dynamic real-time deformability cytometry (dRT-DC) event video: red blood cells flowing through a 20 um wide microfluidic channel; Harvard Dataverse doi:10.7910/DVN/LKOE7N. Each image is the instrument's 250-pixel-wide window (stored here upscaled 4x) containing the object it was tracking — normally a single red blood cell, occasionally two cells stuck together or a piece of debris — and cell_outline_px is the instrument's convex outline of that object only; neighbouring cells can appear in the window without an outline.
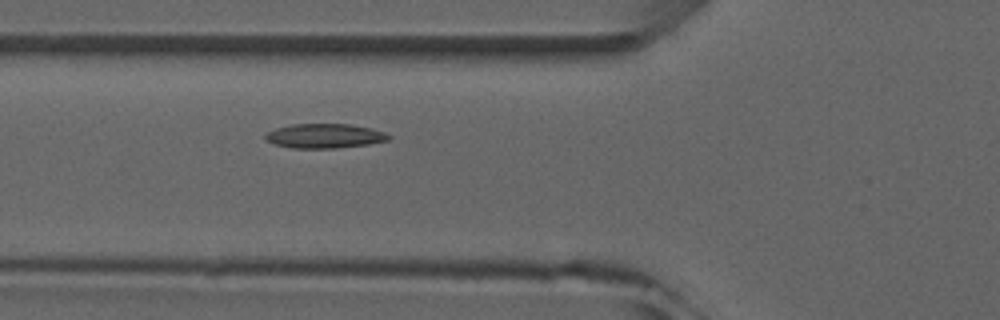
{"species": "common noctule bat (a hibernating species)", "species_latin": "Nyctalus noctula", "temperature_condition": "room temperature", "stored_images_in_passage": 5, "camera_frame_rate_fps": 3000, "um_per_image_px": 0.085, "animal": {"sex": "male", "forearm_length_mm": 52.5}, "frame": {"image": 1, "passage_image": 5, "time_ms": 4.333, "image_size_px": [1000, 320], "cell_outline_px": [[392, 136], [388, 140], [368, 144], [336, 148], [292, 148], [276, 144], [268, 140], [264, 136], [268, 132], [276, 128], [292, 124], [352, 124], [372, 128], [384, 132]], "centroid_in_image_um": [27.63, 11.55], "position_along_channel_um": 98.2, "area_um2": 17.46}}